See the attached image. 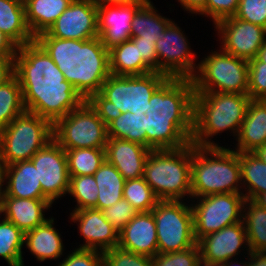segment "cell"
Listing matches in <instances>:
<instances>
[{
	"label": "cell",
	"mask_w": 266,
	"mask_h": 266,
	"mask_svg": "<svg viewBox=\"0 0 266 266\" xmlns=\"http://www.w3.org/2000/svg\"><path fill=\"white\" fill-rule=\"evenodd\" d=\"M14 75L19 80L26 111L52 124L85 101L35 40L18 47Z\"/></svg>",
	"instance_id": "6da1fadb"
},
{
	"label": "cell",
	"mask_w": 266,
	"mask_h": 266,
	"mask_svg": "<svg viewBox=\"0 0 266 266\" xmlns=\"http://www.w3.org/2000/svg\"><path fill=\"white\" fill-rule=\"evenodd\" d=\"M35 41L84 100L98 93L110 75L109 51L99 36L90 40H74L51 37L43 32L35 37Z\"/></svg>",
	"instance_id": "7a4b0ae2"
},
{
	"label": "cell",
	"mask_w": 266,
	"mask_h": 266,
	"mask_svg": "<svg viewBox=\"0 0 266 266\" xmlns=\"http://www.w3.org/2000/svg\"><path fill=\"white\" fill-rule=\"evenodd\" d=\"M168 78L165 74L155 71L143 75L110 74L100 91L92 94L86 101L108 125L121 113L140 110L146 114L153 93Z\"/></svg>",
	"instance_id": "3957f363"
},
{
	"label": "cell",
	"mask_w": 266,
	"mask_h": 266,
	"mask_svg": "<svg viewBox=\"0 0 266 266\" xmlns=\"http://www.w3.org/2000/svg\"><path fill=\"white\" fill-rule=\"evenodd\" d=\"M241 181L239 152L223 146L208 147L192 144V197L242 193L238 187L242 184Z\"/></svg>",
	"instance_id": "277c9868"
},
{
	"label": "cell",
	"mask_w": 266,
	"mask_h": 266,
	"mask_svg": "<svg viewBox=\"0 0 266 266\" xmlns=\"http://www.w3.org/2000/svg\"><path fill=\"white\" fill-rule=\"evenodd\" d=\"M250 100L248 94L194 93L191 143L197 146H219L209 141V138L228 129L238 136Z\"/></svg>",
	"instance_id": "5b68a950"
},
{
	"label": "cell",
	"mask_w": 266,
	"mask_h": 266,
	"mask_svg": "<svg viewBox=\"0 0 266 266\" xmlns=\"http://www.w3.org/2000/svg\"><path fill=\"white\" fill-rule=\"evenodd\" d=\"M192 143L176 149L151 150L144 164V180L159 200L181 201L191 196Z\"/></svg>",
	"instance_id": "8992f818"
},
{
	"label": "cell",
	"mask_w": 266,
	"mask_h": 266,
	"mask_svg": "<svg viewBox=\"0 0 266 266\" xmlns=\"http://www.w3.org/2000/svg\"><path fill=\"white\" fill-rule=\"evenodd\" d=\"M53 140V124L25 111L0 129V153L6 166L30 160Z\"/></svg>",
	"instance_id": "52a82bcc"
},
{
	"label": "cell",
	"mask_w": 266,
	"mask_h": 266,
	"mask_svg": "<svg viewBox=\"0 0 266 266\" xmlns=\"http://www.w3.org/2000/svg\"><path fill=\"white\" fill-rule=\"evenodd\" d=\"M197 69L191 78L195 93L248 94L249 61L246 59L214 51L198 64Z\"/></svg>",
	"instance_id": "ba28073f"
},
{
	"label": "cell",
	"mask_w": 266,
	"mask_h": 266,
	"mask_svg": "<svg viewBox=\"0 0 266 266\" xmlns=\"http://www.w3.org/2000/svg\"><path fill=\"white\" fill-rule=\"evenodd\" d=\"M53 139L64 149L105 148L107 125L85 100L53 124Z\"/></svg>",
	"instance_id": "9c48e42d"
},
{
	"label": "cell",
	"mask_w": 266,
	"mask_h": 266,
	"mask_svg": "<svg viewBox=\"0 0 266 266\" xmlns=\"http://www.w3.org/2000/svg\"><path fill=\"white\" fill-rule=\"evenodd\" d=\"M155 218L158 253L180 252L197 244L191 205L159 200L151 210Z\"/></svg>",
	"instance_id": "30bf717a"
},
{
	"label": "cell",
	"mask_w": 266,
	"mask_h": 266,
	"mask_svg": "<svg viewBox=\"0 0 266 266\" xmlns=\"http://www.w3.org/2000/svg\"><path fill=\"white\" fill-rule=\"evenodd\" d=\"M244 193L213 194L199 197V203L191 205L196 241L209 233L242 222Z\"/></svg>",
	"instance_id": "8fae6325"
},
{
	"label": "cell",
	"mask_w": 266,
	"mask_h": 266,
	"mask_svg": "<svg viewBox=\"0 0 266 266\" xmlns=\"http://www.w3.org/2000/svg\"><path fill=\"white\" fill-rule=\"evenodd\" d=\"M188 43L182 30L171 22L156 42L158 72L169 78L191 79L198 66L194 64L195 54L191 52Z\"/></svg>",
	"instance_id": "7c38bea8"
},
{
	"label": "cell",
	"mask_w": 266,
	"mask_h": 266,
	"mask_svg": "<svg viewBox=\"0 0 266 266\" xmlns=\"http://www.w3.org/2000/svg\"><path fill=\"white\" fill-rule=\"evenodd\" d=\"M30 160L37 170L42 193L52 204L68 193L70 176L66 152L54 139Z\"/></svg>",
	"instance_id": "4fadbf2b"
},
{
	"label": "cell",
	"mask_w": 266,
	"mask_h": 266,
	"mask_svg": "<svg viewBox=\"0 0 266 266\" xmlns=\"http://www.w3.org/2000/svg\"><path fill=\"white\" fill-rule=\"evenodd\" d=\"M222 39V51L239 58H256L260 47L266 41V29L234 16L215 24Z\"/></svg>",
	"instance_id": "5bb4252c"
},
{
	"label": "cell",
	"mask_w": 266,
	"mask_h": 266,
	"mask_svg": "<svg viewBox=\"0 0 266 266\" xmlns=\"http://www.w3.org/2000/svg\"><path fill=\"white\" fill-rule=\"evenodd\" d=\"M46 33L60 39L98 37L97 5L92 0H73Z\"/></svg>",
	"instance_id": "9a60e30c"
},
{
	"label": "cell",
	"mask_w": 266,
	"mask_h": 266,
	"mask_svg": "<svg viewBox=\"0 0 266 266\" xmlns=\"http://www.w3.org/2000/svg\"><path fill=\"white\" fill-rule=\"evenodd\" d=\"M193 117H166L159 112L146 113L147 148L176 149L191 143Z\"/></svg>",
	"instance_id": "2e32d148"
},
{
	"label": "cell",
	"mask_w": 266,
	"mask_h": 266,
	"mask_svg": "<svg viewBox=\"0 0 266 266\" xmlns=\"http://www.w3.org/2000/svg\"><path fill=\"white\" fill-rule=\"evenodd\" d=\"M194 87L189 78H168L150 98L148 111L166 117H193Z\"/></svg>",
	"instance_id": "e0dca14e"
},
{
	"label": "cell",
	"mask_w": 266,
	"mask_h": 266,
	"mask_svg": "<svg viewBox=\"0 0 266 266\" xmlns=\"http://www.w3.org/2000/svg\"><path fill=\"white\" fill-rule=\"evenodd\" d=\"M143 4L97 6L98 36L108 51L131 39V22Z\"/></svg>",
	"instance_id": "ac0fdd59"
},
{
	"label": "cell",
	"mask_w": 266,
	"mask_h": 266,
	"mask_svg": "<svg viewBox=\"0 0 266 266\" xmlns=\"http://www.w3.org/2000/svg\"><path fill=\"white\" fill-rule=\"evenodd\" d=\"M70 215L73 222H78L79 232L86 241L79 249L104 252L118 246L119 232L105 218L103 211L87 208L73 211Z\"/></svg>",
	"instance_id": "d6986e66"
},
{
	"label": "cell",
	"mask_w": 266,
	"mask_h": 266,
	"mask_svg": "<svg viewBox=\"0 0 266 266\" xmlns=\"http://www.w3.org/2000/svg\"><path fill=\"white\" fill-rule=\"evenodd\" d=\"M248 245L243 221L209 233L197 241L200 257L216 263H225L239 254L243 244Z\"/></svg>",
	"instance_id": "ffe728a7"
},
{
	"label": "cell",
	"mask_w": 266,
	"mask_h": 266,
	"mask_svg": "<svg viewBox=\"0 0 266 266\" xmlns=\"http://www.w3.org/2000/svg\"><path fill=\"white\" fill-rule=\"evenodd\" d=\"M118 247L153 257L158 253L157 231L152 211L139 212L119 232Z\"/></svg>",
	"instance_id": "44dd1931"
},
{
	"label": "cell",
	"mask_w": 266,
	"mask_h": 266,
	"mask_svg": "<svg viewBox=\"0 0 266 266\" xmlns=\"http://www.w3.org/2000/svg\"><path fill=\"white\" fill-rule=\"evenodd\" d=\"M151 150L125 139L108 137L105 146L106 161L114 165L125 180L144 175V164Z\"/></svg>",
	"instance_id": "7402d4cb"
},
{
	"label": "cell",
	"mask_w": 266,
	"mask_h": 266,
	"mask_svg": "<svg viewBox=\"0 0 266 266\" xmlns=\"http://www.w3.org/2000/svg\"><path fill=\"white\" fill-rule=\"evenodd\" d=\"M51 205L52 203L48 199L0 196V214L4 213V218L15 224L24 233L47 220L43 213Z\"/></svg>",
	"instance_id": "603a6c76"
},
{
	"label": "cell",
	"mask_w": 266,
	"mask_h": 266,
	"mask_svg": "<svg viewBox=\"0 0 266 266\" xmlns=\"http://www.w3.org/2000/svg\"><path fill=\"white\" fill-rule=\"evenodd\" d=\"M6 189L0 196L15 198L47 199L42 193L37 170L31 160L19 161L6 166Z\"/></svg>",
	"instance_id": "cb8c5ba5"
},
{
	"label": "cell",
	"mask_w": 266,
	"mask_h": 266,
	"mask_svg": "<svg viewBox=\"0 0 266 266\" xmlns=\"http://www.w3.org/2000/svg\"><path fill=\"white\" fill-rule=\"evenodd\" d=\"M236 152H253L266 143V100L251 99L238 136Z\"/></svg>",
	"instance_id": "d4e9b609"
},
{
	"label": "cell",
	"mask_w": 266,
	"mask_h": 266,
	"mask_svg": "<svg viewBox=\"0 0 266 266\" xmlns=\"http://www.w3.org/2000/svg\"><path fill=\"white\" fill-rule=\"evenodd\" d=\"M0 30L18 47L35 40L26 22L24 1L0 0Z\"/></svg>",
	"instance_id": "484cf974"
},
{
	"label": "cell",
	"mask_w": 266,
	"mask_h": 266,
	"mask_svg": "<svg viewBox=\"0 0 266 266\" xmlns=\"http://www.w3.org/2000/svg\"><path fill=\"white\" fill-rule=\"evenodd\" d=\"M54 219H47L43 224L25 233L24 243L39 261L57 259L63 253L60 234L53 226Z\"/></svg>",
	"instance_id": "4316f807"
},
{
	"label": "cell",
	"mask_w": 266,
	"mask_h": 266,
	"mask_svg": "<svg viewBox=\"0 0 266 266\" xmlns=\"http://www.w3.org/2000/svg\"><path fill=\"white\" fill-rule=\"evenodd\" d=\"M73 0H24L27 25L34 37L46 32Z\"/></svg>",
	"instance_id": "83f0119b"
},
{
	"label": "cell",
	"mask_w": 266,
	"mask_h": 266,
	"mask_svg": "<svg viewBox=\"0 0 266 266\" xmlns=\"http://www.w3.org/2000/svg\"><path fill=\"white\" fill-rule=\"evenodd\" d=\"M109 70L113 75H143L153 70L139 56L138 43L131 40L109 50Z\"/></svg>",
	"instance_id": "f1b7e54d"
},
{
	"label": "cell",
	"mask_w": 266,
	"mask_h": 266,
	"mask_svg": "<svg viewBox=\"0 0 266 266\" xmlns=\"http://www.w3.org/2000/svg\"><path fill=\"white\" fill-rule=\"evenodd\" d=\"M93 176L98 187L96 209L103 211L123 198L126 180L114 165L105 160Z\"/></svg>",
	"instance_id": "f546056e"
},
{
	"label": "cell",
	"mask_w": 266,
	"mask_h": 266,
	"mask_svg": "<svg viewBox=\"0 0 266 266\" xmlns=\"http://www.w3.org/2000/svg\"><path fill=\"white\" fill-rule=\"evenodd\" d=\"M150 0H147L135 13L131 22V35L142 40L155 41L163 35L172 20L158 14Z\"/></svg>",
	"instance_id": "4dcf8cb0"
},
{
	"label": "cell",
	"mask_w": 266,
	"mask_h": 266,
	"mask_svg": "<svg viewBox=\"0 0 266 266\" xmlns=\"http://www.w3.org/2000/svg\"><path fill=\"white\" fill-rule=\"evenodd\" d=\"M110 138L125 139L147 147L146 114L140 110L131 113H121L107 125Z\"/></svg>",
	"instance_id": "1f68e13d"
},
{
	"label": "cell",
	"mask_w": 266,
	"mask_h": 266,
	"mask_svg": "<svg viewBox=\"0 0 266 266\" xmlns=\"http://www.w3.org/2000/svg\"><path fill=\"white\" fill-rule=\"evenodd\" d=\"M243 210L245 214L242 215V221L249 247L247 251L266 252V210L250 199L245 200Z\"/></svg>",
	"instance_id": "d6a6232c"
},
{
	"label": "cell",
	"mask_w": 266,
	"mask_h": 266,
	"mask_svg": "<svg viewBox=\"0 0 266 266\" xmlns=\"http://www.w3.org/2000/svg\"><path fill=\"white\" fill-rule=\"evenodd\" d=\"M242 184L248 188L245 199L254 200L266 193V164L253 152H239Z\"/></svg>",
	"instance_id": "836d02e7"
},
{
	"label": "cell",
	"mask_w": 266,
	"mask_h": 266,
	"mask_svg": "<svg viewBox=\"0 0 266 266\" xmlns=\"http://www.w3.org/2000/svg\"><path fill=\"white\" fill-rule=\"evenodd\" d=\"M69 176L93 175L106 160L105 148L65 150Z\"/></svg>",
	"instance_id": "e575fe53"
},
{
	"label": "cell",
	"mask_w": 266,
	"mask_h": 266,
	"mask_svg": "<svg viewBox=\"0 0 266 266\" xmlns=\"http://www.w3.org/2000/svg\"><path fill=\"white\" fill-rule=\"evenodd\" d=\"M25 111L21 86L14 75L5 84L0 85V129L8 126Z\"/></svg>",
	"instance_id": "d590c367"
},
{
	"label": "cell",
	"mask_w": 266,
	"mask_h": 266,
	"mask_svg": "<svg viewBox=\"0 0 266 266\" xmlns=\"http://www.w3.org/2000/svg\"><path fill=\"white\" fill-rule=\"evenodd\" d=\"M25 233L6 219L0 221V256L10 266H24L22 248Z\"/></svg>",
	"instance_id": "8d00e7d4"
},
{
	"label": "cell",
	"mask_w": 266,
	"mask_h": 266,
	"mask_svg": "<svg viewBox=\"0 0 266 266\" xmlns=\"http://www.w3.org/2000/svg\"><path fill=\"white\" fill-rule=\"evenodd\" d=\"M123 198L138 210V212L151 211L159 201L143 176L125 181Z\"/></svg>",
	"instance_id": "74e56055"
},
{
	"label": "cell",
	"mask_w": 266,
	"mask_h": 266,
	"mask_svg": "<svg viewBox=\"0 0 266 266\" xmlns=\"http://www.w3.org/2000/svg\"><path fill=\"white\" fill-rule=\"evenodd\" d=\"M68 193L77 202L75 210L95 208L98 198V187L93 175L70 176Z\"/></svg>",
	"instance_id": "f35d334b"
},
{
	"label": "cell",
	"mask_w": 266,
	"mask_h": 266,
	"mask_svg": "<svg viewBox=\"0 0 266 266\" xmlns=\"http://www.w3.org/2000/svg\"><path fill=\"white\" fill-rule=\"evenodd\" d=\"M104 266H153L152 258L120 247H114L102 252Z\"/></svg>",
	"instance_id": "ab89813d"
},
{
	"label": "cell",
	"mask_w": 266,
	"mask_h": 266,
	"mask_svg": "<svg viewBox=\"0 0 266 266\" xmlns=\"http://www.w3.org/2000/svg\"><path fill=\"white\" fill-rule=\"evenodd\" d=\"M200 251L196 244L180 252L157 253L152 257L153 266H197Z\"/></svg>",
	"instance_id": "60d3db41"
},
{
	"label": "cell",
	"mask_w": 266,
	"mask_h": 266,
	"mask_svg": "<svg viewBox=\"0 0 266 266\" xmlns=\"http://www.w3.org/2000/svg\"><path fill=\"white\" fill-rule=\"evenodd\" d=\"M248 96L266 100V66L257 58L249 60Z\"/></svg>",
	"instance_id": "b9f144b4"
},
{
	"label": "cell",
	"mask_w": 266,
	"mask_h": 266,
	"mask_svg": "<svg viewBox=\"0 0 266 266\" xmlns=\"http://www.w3.org/2000/svg\"><path fill=\"white\" fill-rule=\"evenodd\" d=\"M234 17L266 29V0H239Z\"/></svg>",
	"instance_id": "7bdbcfd3"
},
{
	"label": "cell",
	"mask_w": 266,
	"mask_h": 266,
	"mask_svg": "<svg viewBox=\"0 0 266 266\" xmlns=\"http://www.w3.org/2000/svg\"><path fill=\"white\" fill-rule=\"evenodd\" d=\"M105 218L120 232L139 212L125 198L103 210Z\"/></svg>",
	"instance_id": "ee69618b"
},
{
	"label": "cell",
	"mask_w": 266,
	"mask_h": 266,
	"mask_svg": "<svg viewBox=\"0 0 266 266\" xmlns=\"http://www.w3.org/2000/svg\"><path fill=\"white\" fill-rule=\"evenodd\" d=\"M239 0H207L204 9L199 13L211 17L214 25L228 17L235 15Z\"/></svg>",
	"instance_id": "f6af8a7d"
},
{
	"label": "cell",
	"mask_w": 266,
	"mask_h": 266,
	"mask_svg": "<svg viewBox=\"0 0 266 266\" xmlns=\"http://www.w3.org/2000/svg\"><path fill=\"white\" fill-rule=\"evenodd\" d=\"M58 266H104L103 254L97 250L77 248Z\"/></svg>",
	"instance_id": "bcb514c9"
},
{
	"label": "cell",
	"mask_w": 266,
	"mask_h": 266,
	"mask_svg": "<svg viewBox=\"0 0 266 266\" xmlns=\"http://www.w3.org/2000/svg\"><path fill=\"white\" fill-rule=\"evenodd\" d=\"M133 43H138L139 56L155 72H158V57L156 52V42L142 40V37L132 36Z\"/></svg>",
	"instance_id": "7dc6e473"
},
{
	"label": "cell",
	"mask_w": 266,
	"mask_h": 266,
	"mask_svg": "<svg viewBox=\"0 0 266 266\" xmlns=\"http://www.w3.org/2000/svg\"><path fill=\"white\" fill-rule=\"evenodd\" d=\"M14 76V57H0V85Z\"/></svg>",
	"instance_id": "c3c4849f"
},
{
	"label": "cell",
	"mask_w": 266,
	"mask_h": 266,
	"mask_svg": "<svg viewBox=\"0 0 266 266\" xmlns=\"http://www.w3.org/2000/svg\"><path fill=\"white\" fill-rule=\"evenodd\" d=\"M18 46L0 30V57H15Z\"/></svg>",
	"instance_id": "681fc988"
},
{
	"label": "cell",
	"mask_w": 266,
	"mask_h": 266,
	"mask_svg": "<svg viewBox=\"0 0 266 266\" xmlns=\"http://www.w3.org/2000/svg\"><path fill=\"white\" fill-rule=\"evenodd\" d=\"M183 8L191 13H200L205 5L207 0H178Z\"/></svg>",
	"instance_id": "f907efd6"
},
{
	"label": "cell",
	"mask_w": 266,
	"mask_h": 266,
	"mask_svg": "<svg viewBox=\"0 0 266 266\" xmlns=\"http://www.w3.org/2000/svg\"><path fill=\"white\" fill-rule=\"evenodd\" d=\"M97 6L103 5H130L133 3H145L147 0H92Z\"/></svg>",
	"instance_id": "816d5d0a"
},
{
	"label": "cell",
	"mask_w": 266,
	"mask_h": 266,
	"mask_svg": "<svg viewBox=\"0 0 266 266\" xmlns=\"http://www.w3.org/2000/svg\"><path fill=\"white\" fill-rule=\"evenodd\" d=\"M250 266H266V252L248 251Z\"/></svg>",
	"instance_id": "f5cc1de1"
},
{
	"label": "cell",
	"mask_w": 266,
	"mask_h": 266,
	"mask_svg": "<svg viewBox=\"0 0 266 266\" xmlns=\"http://www.w3.org/2000/svg\"><path fill=\"white\" fill-rule=\"evenodd\" d=\"M5 172H6V164L4 163V160L0 153V195L3 192L2 186L4 185V181H5Z\"/></svg>",
	"instance_id": "db71d44e"
},
{
	"label": "cell",
	"mask_w": 266,
	"mask_h": 266,
	"mask_svg": "<svg viewBox=\"0 0 266 266\" xmlns=\"http://www.w3.org/2000/svg\"><path fill=\"white\" fill-rule=\"evenodd\" d=\"M255 155H257L263 163L266 164V143L262 146H259L255 151H253Z\"/></svg>",
	"instance_id": "11a10c76"
},
{
	"label": "cell",
	"mask_w": 266,
	"mask_h": 266,
	"mask_svg": "<svg viewBox=\"0 0 266 266\" xmlns=\"http://www.w3.org/2000/svg\"><path fill=\"white\" fill-rule=\"evenodd\" d=\"M256 58L264 63V66H266V41L264 44L260 47V50L258 51V54Z\"/></svg>",
	"instance_id": "9f6ffc18"
},
{
	"label": "cell",
	"mask_w": 266,
	"mask_h": 266,
	"mask_svg": "<svg viewBox=\"0 0 266 266\" xmlns=\"http://www.w3.org/2000/svg\"><path fill=\"white\" fill-rule=\"evenodd\" d=\"M253 201L266 210V193L259 194Z\"/></svg>",
	"instance_id": "6f0895ef"
},
{
	"label": "cell",
	"mask_w": 266,
	"mask_h": 266,
	"mask_svg": "<svg viewBox=\"0 0 266 266\" xmlns=\"http://www.w3.org/2000/svg\"><path fill=\"white\" fill-rule=\"evenodd\" d=\"M197 266H225V265L223 263L210 262L200 257Z\"/></svg>",
	"instance_id": "680465c9"
},
{
	"label": "cell",
	"mask_w": 266,
	"mask_h": 266,
	"mask_svg": "<svg viewBox=\"0 0 266 266\" xmlns=\"http://www.w3.org/2000/svg\"><path fill=\"white\" fill-rule=\"evenodd\" d=\"M232 262H233L232 259L231 260H228L227 262L224 263V265L225 266H237L238 263L234 262V264H233ZM235 263H236V265H235ZM246 263H240L241 264L240 266H250V262L249 261L246 262Z\"/></svg>",
	"instance_id": "91938a15"
}]
</instances>
